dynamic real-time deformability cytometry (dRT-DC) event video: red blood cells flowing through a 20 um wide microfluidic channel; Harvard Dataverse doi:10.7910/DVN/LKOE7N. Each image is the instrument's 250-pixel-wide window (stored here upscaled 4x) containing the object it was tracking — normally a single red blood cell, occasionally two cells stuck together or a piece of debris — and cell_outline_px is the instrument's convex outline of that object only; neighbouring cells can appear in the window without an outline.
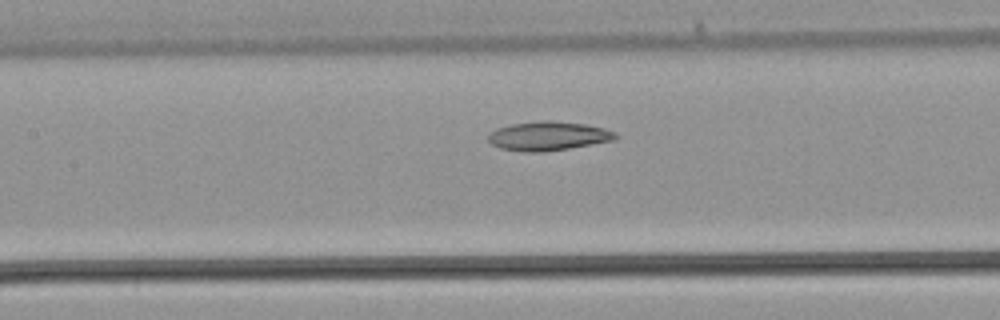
{"species": "common noctule bat (a hibernating species)", "species_latin": "Nyctalus noctula", "temperature_condition": "warm", "stored_images_in_passage": 23, "camera_frame_rate_fps": 3000, "um_per_image_px": 0.085, "animal": {"sex": "male", "body_mass_g": 21.5, "forearm_length_mm": 52.0}, "frame": {"image": 1, "passage_image": 10, "time_ms": 3.0, "image_size_px": [1000, 320], "cell_outline_px": [[620, 136], [612, 140], [592, 144], [544, 152], [524, 152], [500, 148], [492, 144], [488, 140], [488, 132], [496, 128], [512, 124], [540, 120], [552, 120], [584, 124], [604, 128], [616, 132]], "centroid_in_image_um": [46.57, 11.55], "position_along_channel_um": 160.8, "area_um2": 21.62}}
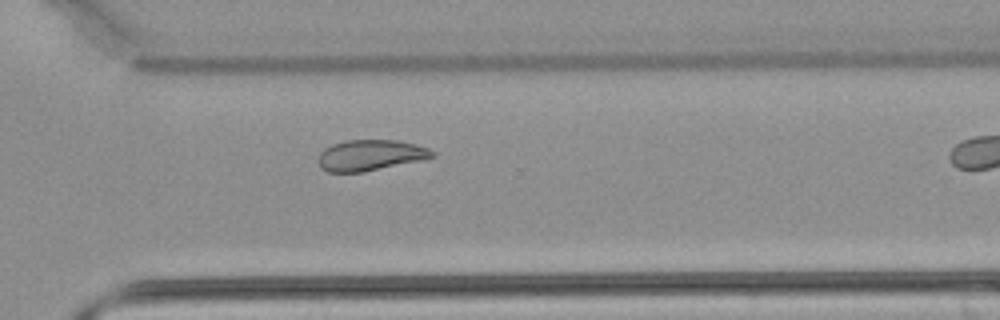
{"frame": {"image": 2, "passage_image": 20, "time_ms": 6.333, "image_size_px": [1000, 320], "cell_outline_px": [[436, 156], [420, 160], [364, 172], [328, 172], [320, 168], [320, 152], [324, 148], [332, 144], [344, 140], [396, 140], [416, 144], [428, 148], [436, 152]], "centroid_in_image_um": [31.49, 13.19], "position_along_channel_um": 339.1, "area_um2": 20.46}}